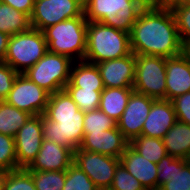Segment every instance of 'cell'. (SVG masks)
I'll return each mask as SVG.
<instances>
[{
    "label": "cell",
    "instance_id": "11",
    "mask_svg": "<svg viewBox=\"0 0 190 190\" xmlns=\"http://www.w3.org/2000/svg\"><path fill=\"white\" fill-rule=\"evenodd\" d=\"M73 163L89 176L98 189H109L120 159L77 148Z\"/></svg>",
    "mask_w": 190,
    "mask_h": 190
},
{
    "label": "cell",
    "instance_id": "19",
    "mask_svg": "<svg viewBox=\"0 0 190 190\" xmlns=\"http://www.w3.org/2000/svg\"><path fill=\"white\" fill-rule=\"evenodd\" d=\"M176 122L177 117L172 102L156 99L143 124L141 135L163 139Z\"/></svg>",
    "mask_w": 190,
    "mask_h": 190
},
{
    "label": "cell",
    "instance_id": "10",
    "mask_svg": "<svg viewBox=\"0 0 190 190\" xmlns=\"http://www.w3.org/2000/svg\"><path fill=\"white\" fill-rule=\"evenodd\" d=\"M50 93L30 81L24 74H18L4 101L31 116L43 115Z\"/></svg>",
    "mask_w": 190,
    "mask_h": 190
},
{
    "label": "cell",
    "instance_id": "29",
    "mask_svg": "<svg viewBox=\"0 0 190 190\" xmlns=\"http://www.w3.org/2000/svg\"><path fill=\"white\" fill-rule=\"evenodd\" d=\"M117 126V122L102 112L99 108L84 113V133H97Z\"/></svg>",
    "mask_w": 190,
    "mask_h": 190
},
{
    "label": "cell",
    "instance_id": "23",
    "mask_svg": "<svg viewBox=\"0 0 190 190\" xmlns=\"http://www.w3.org/2000/svg\"><path fill=\"white\" fill-rule=\"evenodd\" d=\"M133 92V88H104L101 93L99 109L117 122Z\"/></svg>",
    "mask_w": 190,
    "mask_h": 190
},
{
    "label": "cell",
    "instance_id": "22",
    "mask_svg": "<svg viewBox=\"0 0 190 190\" xmlns=\"http://www.w3.org/2000/svg\"><path fill=\"white\" fill-rule=\"evenodd\" d=\"M168 155L175 158L190 160V125L178 121L170 128L163 138Z\"/></svg>",
    "mask_w": 190,
    "mask_h": 190
},
{
    "label": "cell",
    "instance_id": "40",
    "mask_svg": "<svg viewBox=\"0 0 190 190\" xmlns=\"http://www.w3.org/2000/svg\"><path fill=\"white\" fill-rule=\"evenodd\" d=\"M145 6L159 8V0H140Z\"/></svg>",
    "mask_w": 190,
    "mask_h": 190
},
{
    "label": "cell",
    "instance_id": "13",
    "mask_svg": "<svg viewBox=\"0 0 190 190\" xmlns=\"http://www.w3.org/2000/svg\"><path fill=\"white\" fill-rule=\"evenodd\" d=\"M155 100L135 91L131 94L122 116L117 121V128L129 142L141 135L143 124Z\"/></svg>",
    "mask_w": 190,
    "mask_h": 190
},
{
    "label": "cell",
    "instance_id": "39",
    "mask_svg": "<svg viewBox=\"0 0 190 190\" xmlns=\"http://www.w3.org/2000/svg\"><path fill=\"white\" fill-rule=\"evenodd\" d=\"M184 4V0H159V9H170Z\"/></svg>",
    "mask_w": 190,
    "mask_h": 190
},
{
    "label": "cell",
    "instance_id": "37",
    "mask_svg": "<svg viewBox=\"0 0 190 190\" xmlns=\"http://www.w3.org/2000/svg\"><path fill=\"white\" fill-rule=\"evenodd\" d=\"M12 8L21 11L31 17L34 9V0H0Z\"/></svg>",
    "mask_w": 190,
    "mask_h": 190
},
{
    "label": "cell",
    "instance_id": "21",
    "mask_svg": "<svg viewBox=\"0 0 190 190\" xmlns=\"http://www.w3.org/2000/svg\"><path fill=\"white\" fill-rule=\"evenodd\" d=\"M65 87H80L95 91H103L105 88L97 65L84 60L74 61L70 81Z\"/></svg>",
    "mask_w": 190,
    "mask_h": 190
},
{
    "label": "cell",
    "instance_id": "8",
    "mask_svg": "<svg viewBox=\"0 0 190 190\" xmlns=\"http://www.w3.org/2000/svg\"><path fill=\"white\" fill-rule=\"evenodd\" d=\"M133 90L154 99L166 100V58L153 55H135Z\"/></svg>",
    "mask_w": 190,
    "mask_h": 190
},
{
    "label": "cell",
    "instance_id": "6",
    "mask_svg": "<svg viewBox=\"0 0 190 190\" xmlns=\"http://www.w3.org/2000/svg\"><path fill=\"white\" fill-rule=\"evenodd\" d=\"M48 52L43 31L30 28L9 37L4 63L19 74L35 65Z\"/></svg>",
    "mask_w": 190,
    "mask_h": 190
},
{
    "label": "cell",
    "instance_id": "38",
    "mask_svg": "<svg viewBox=\"0 0 190 190\" xmlns=\"http://www.w3.org/2000/svg\"><path fill=\"white\" fill-rule=\"evenodd\" d=\"M9 37L8 34L0 32V62H3L5 59Z\"/></svg>",
    "mask_w": 190,
    "mask_h": 190
},
{
    "label": "cell",
    "instance_id": "25",
    "mask_svg": "<svg viewBox=\"0 0 190 190\" xmlns=\"http://www.w3.org/2000/svg\"><path fill=\"white\" fill-rule=\"evenodd\" d=\"M30 116L27 112L17 109L4 100L0 101V133L15 137Z\"/></svg>",
    "mask_w": 190,
    "mask_h": 190
},
{
    "label": "cell",
    "instance_id": "34",
    "mask_svg": "<svg viewBox=\"0 0 190 190\" xmlns=\"http://www.w3.org/2000/svg\"><path fill=\"white\" fill-rule=\"evenodd\" d=\"M181 42L190 45V5L181 4L172 9Z\"/></svg>",
    "mask_w": 190,
    "mask_h": 190
},
{
    "label": "cell",
    "instance_id": "4",
    "mask_svg": "<svg viewBox=\"0 0 190 190\" xmlns=\"http://www.w3.org/2000/svg\"><path fill=\"white\" fill-rule=\"evenodd\" d=\"M87 23L83 14L45 28L43 34L48 51L68 56L73 61L84 60L87 47Z\"/></svg>",
    "mask_w": 190,
    "mask_h": 190
},
{
    "label": "cell",
    "instance_id": "30",
    "mask_svg": "<svg viewBox=\"0 0 190 190\" xmlns=\"http://www.w3.org/2000/svg\"><path fill=\"white\" fill-rule=\"evenodd\" d=\"M62 190H98L89 176L76 164L66 170L65 184Z\"/></svg>",
    "mask_w": 190,
    "mask_h": 190
},
{
    "label": "cell",
    "instance_id": "1",
    "mask_svg": "<svg viewBox=\"0 0 190 190\" xmlns=\"http://www.w3.org/2000/svg\"><path fill=\"white\" fill-rule=\"evenodd\" d=\"M131 51L135 55L165 58L184 52L172 10L145 6L130 32Z\"/></svg>",
    "mask_w": 190,
    "mask_h": 190
},
{
    "label": "cell",
    "instance_id": "9",
    "mask_svg": "<svg viewBox=\"0 0 190 190\" xmlns=\"http://www.w3.org/2000/svg\"><path fill=\"white\" fill-rule=\"evenodd\" d=\"M83 14L84 0H34L31 28L43 31L56 23Z\"/></svg>",
    "mask_w": 190,
    "mask_h": 190
},
{
    "label": "cell",
    "instance_id": "2",
    "mask_svg": "<svg viewBox=\"0 0 190 190\" xmlns=\"http://www.w3.org/2000/svg\"><path fill=\"white\" fill-rule=\"evenodd\" d=\"M84 112L65 90L50 94L42 115L43 139L70 148L73 152L84 139Z\"/></svg>",
    "mask_w": 190,
    "mask_h": 190
},
{
    "label": "cell",
    "instance_id": "42",
    "mask_svg": "<svg viewBox=\"0 0 190 190\" xmlns=\"http://www.w3.org/2000/svg\"><path fill=\"white\" fill-rule=\"evenodd\" d=\"M185 53L189 56L190 58V45H187L185 46V49H184Z\"/></svg>",
    "mask_w": 190,
    "mask_h": 190
},
{
    "label": "cell",
    "instance_id": "31",
    "mask_svg": "<svg viewBox=\"0 0 190 190\" xmlns=\"http://www.w3.org/2000/svg\"><path fill=\"white\" fill-rule=\"evenodd\" d=\"M0 169L19 170L15 150V138L0 133Z\"/></svg>",
    "mask_w": 190,
    "mask_h": 190
},
{
    "label": "cell",
    "instance_id": "17",
    "mask_svg": "<svg viewBox=\"0 0 190 190\" xmlns=\"http://www.w3.org/2000/svg\"><path fill=\"white\" fill-rule=\"evenodd\" d=\"M74 152L65 146L43 139L41 148L27 171H65L73 163Z\"/></svg>",
    "mask_w": 190,
    "mask_h": 190
},
{
    "label": "cell",
    "instance_id": "35",
    "mask_svg": "<svg viewBox=\"0 0 190 190\" xmlns=\"http://www.w3.org/2000/svg\"><path fill=\"white\" fill-rule=\"evenodd\" d=\"M18 74L8 64L0 62V101L7 97Z\"/></svg>",
    "mask_w": 190,
    "mask_h": 190
},
{
    "label": "cell",
    "instance_id": "18",
    "mask_svg": "<svg viewBox=\"0 0 190 190\" xmlns=\"http://www.w3.org/2000/svg\"><path fill=\"white\" fill-rule=\"evenodd\" d=\"M190 91V58L185 51L166 58V100Z\"/></svg>",
    "mask_w": 190,
    "mask_h": 190
},
{
    "label": "cell",
    "instance_id": "26",
    "mask_svg": "<svg viewBox=\"0 0 190 190\" xmlns=\"http://www.w3.org/2000/svg\"><path fill=\"white\" fill-rule=\"evenodd\" d=\"M129 145L152 163H158L163 157L168 155L163 139L160 138L140 135L133 138Z\"/></svg>",
    "mask_w": 190,
    "mask_h": 190
},
{
    "label": "cell",
    "instance_id": "3",
    "mask_svg": "<svg viewBox=\"0 0 190 190\" xmlns=\"http://www.w3.org/2000/svg\"><path fill=\"white\" fill-rule=\"evenodd\" d=\"M132 53L130 34L100 22L87 23V47L84 61L96 64Z\"/></svg>",
    "mask_w": 190,
    "mask_h": 190
},
{
    "label": "cell",
    "instance_id": "5",
    "mask_svg": "<svg viewBox=\"0 0 190 190\" xmlns=\"http://www.w3.org/2000/svg\"><path fill=\"white\" fill-rule=\"evenodd\" d=\"M145 5L140 0H84V15L89 22L131 32Z\"/></svg>",
    "mask_w": 190,
    "mask_h": 190
},
{
    "label": "cell",
    "instance_id": "15",
    "mask_svg": "<svg viewBox=\"0 0 190 190\" xmlns=\"http://www.w3.org/2000/svg\"><path fill=\"white\" fill-rule=\"evenodd\" d=\"M105 88H133L135 54L96 63Z\"/></svg>",
    "mask_w": 190,
    "mask_h": 190
},
{
    "label": "cell",
    "instance_id": "27",
    "mask_svg": "<svg viewBox=\"0 0 190 190\" xmlns=\"http://www.w3.org/2000/svg\"><path fill=\"white\" fill-rule=\"evenodd\" d=\"M64 90L84 113L99 108L102 91L80 87H64Z\"/></svg>",
    "mask_w": 190,
    "mask_h": 190
},
{
    "label": "cell",
    "instance_id": "41",
    "mask_svg": "<svg viewBox=\"0 0 190 190\" xmlns=\"http://www.w3.org/2000/svg\"><path fill=\"white\" fill-rule=\"evenodd\" d=\"M7 171L0 169V190H3Z\"/></svg>",
    "mask_w": 190,
    "mask_h": 190
},
{
    "label": "cell",
    "instance_id": "16",
    "mask_svg": "<svg viewBox=\"0 0 190 190\" xmlns=\"http://www.w3.org/2000/svg\"><path fill=\"white\" fill-rule=\"evenodd\" d=\"M128 145L129 141L116 126L97 133H84V139L79 148L120 159Z\"/></svg>",
    "mask_w": 190,
    "mask_h": 190
},
{
    "label": "cell",
    "instance_id": "12",
    "mask_svg": "<svg viewBox=\"0 0 190 190\" xmlns=\"http://www.w3.org/2000/svg\"><path fill=\"white\" fill-rule=\"evenodd\" d=\"M14 138L18 168L26 169L35 160L42 145V115L30 116Z\"/></svg>",
    "mask_w": 190,
    "mask_h": 190
},
{
    "label": "cell",
    "instance_id": "7",
    "mask_svg": "<svg viewBox=\"0 0 190 190\" xmlns=\"http://www.w3.org/2000/svg\"><path fill=\"white\" fill-rule=\"evenodd\" d=\"M73 63L74 61L68 56L48 51L35 65L22 74L53 94L64 90L65 85L70 81Z\"/></svg>",
    "mask_w": 190,
    "mask_h": 190
},
{
    "label": "cell",
    "instance_id": "14",
    "mask_svg": "<svg viewBox=\"0 0 190 190\" xmlns=\"http://www.w3.org/2000/svg\"><path fill=\"white\" fill-rule=\"evenodd\" d=\"M157 169V190H190V160L166 155Z\"/></svg>",
    "mask_w": 190,
    "mask_h": 190
},
{
    "label": "cell",
    "instance_id": "36",
    "mask_svg": "<svg viewBox=\"0 0 190 190\" xmlns=\"http://www.w3.org/2000/svg\"><path fill=\"white\" fill-rule=\"evenodd\" d=\"M178 121L190 125V91L171 100Z\"/></svg>",
    "mask_w": 190,
    "mask_h": 190
},
{
    "label": "cell",
    "instance_id": "33",
    "mask_svg": "<svg viewBox=\"0 0 190 190\" xmlns=\"http://www.w3.org/2000/svg\"><path fill=\"white\" fill-rule=\"evenodd\" d=\"M109 190H146L144 186L131 175L123 164L119 163Z\"/></svg>",
    "mask_w": 190,
    "mask_h": 190
},
{
    "label": "cell",
    "instance_id": "28",
    "mask_svg": "<svg viewBox=\"0 0 190 190\" xmlns=\"http://www.w3.org/2000/svg\"><path fill=\"white\" fill-rule=\"evenodd\" d=\"M37 190H62L65 184V171H28Z\"/></svg>",
    "mask_w": 190,
    "mask_h": 190
},
{
    "label": "cell",
    "instance_id": "43",
    "mask_svg": "<svg viewBox=\"0 0 190 190\" xmlns=\"http://www.w3.org/2000/svg\"><path fill=\"white\" fill-rule=\"evenodd\" d=\"M184 4L190 5V0H184Z\"/></svg>",
    "mask_w": 190,
    "mask_h": 190
},
{
    "label": "cell",
    "instance_id": "32",
    "mask_svg": "<svg viewBox=\"0 0 190 190\" xmlns=\"http://www.w3.org/2000/svg\"><path fill=\"white\" fill-rule=\"evenodd\" d=\"M3 190H37L32 175L26 169L7 171Z\"/></svg>",
    "mask_w": 190,
    "mask_h": 190
},
{
    "label": "cell",
    "instance_id": "24",
    "mask_svg": "<svg viewBox=\"0 0 190 190\" xmlns=\"http://www.w3.org/2000/svg\"><path fill=\"white\" fill-rule=\"evenodd\" d=\"M30 28V17L27 14L0 2V32L12 36Z\"/></svg>",
    "mask_w": 190,
    "mask_h": 190
},
{
    "label": "cell",
    "instance_id": "20",
    "mask_svg": "<svg viewBox=\"0 0 190 190\" xmlns=\"http://www.w3.org/2000/svg\"><path fill=\"white\" fill-rule=\"evenodd\" d=\"M120 163L124 165L127 171L133 175L146 190H157V163H152L130 145L121 155Z\"/></svg>",
    "mask_w": 190,
    "mask_h": 190
}]
</instances>
